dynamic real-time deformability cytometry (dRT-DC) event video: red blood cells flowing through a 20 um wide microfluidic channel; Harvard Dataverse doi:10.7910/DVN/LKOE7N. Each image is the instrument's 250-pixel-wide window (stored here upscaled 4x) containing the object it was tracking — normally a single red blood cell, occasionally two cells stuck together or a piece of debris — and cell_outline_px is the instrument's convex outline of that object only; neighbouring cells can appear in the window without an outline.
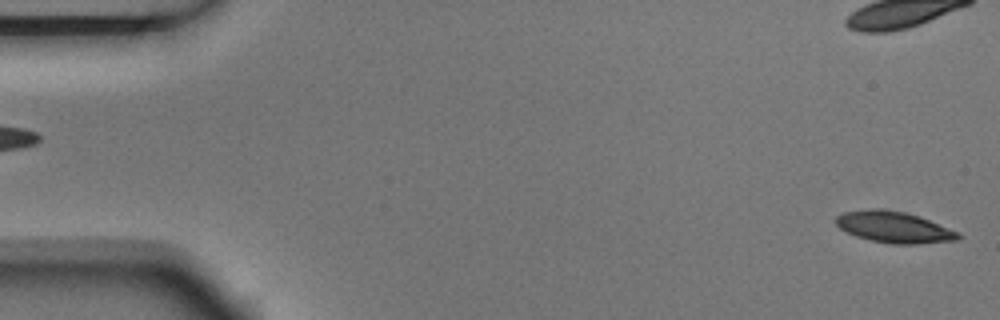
{"species": "Egyptian fruit bat (a non-hibernating species)", "species_latin": "Rousettus aegyptiacus", "temperature_condition": "room temperature", "stored_images_in_passage": 5, "segment_of_instrument_passage": [2, 2], "camera_frame_rate_fps": 3000, "um_per_image_px": 0.085, "animal": {"sex": "male"}, "frame": {"image": 1, "passage_image": 5, "time_ms": 1.333, "image_size_px": [1000, 320], "cell_outline_px": [[960, 236], [956, 240], [916, 244], [892, 244], [872, 240], [856, 236], [840, 228], [836, 224], [836, 216], [844, 212], [872, 208], [904, 212], [928, 220], [960, 232]], "centroid_in_image_um": [75.98, 19.31], "position_along_channel_um": 9.0, "area_um2": 21.85}}